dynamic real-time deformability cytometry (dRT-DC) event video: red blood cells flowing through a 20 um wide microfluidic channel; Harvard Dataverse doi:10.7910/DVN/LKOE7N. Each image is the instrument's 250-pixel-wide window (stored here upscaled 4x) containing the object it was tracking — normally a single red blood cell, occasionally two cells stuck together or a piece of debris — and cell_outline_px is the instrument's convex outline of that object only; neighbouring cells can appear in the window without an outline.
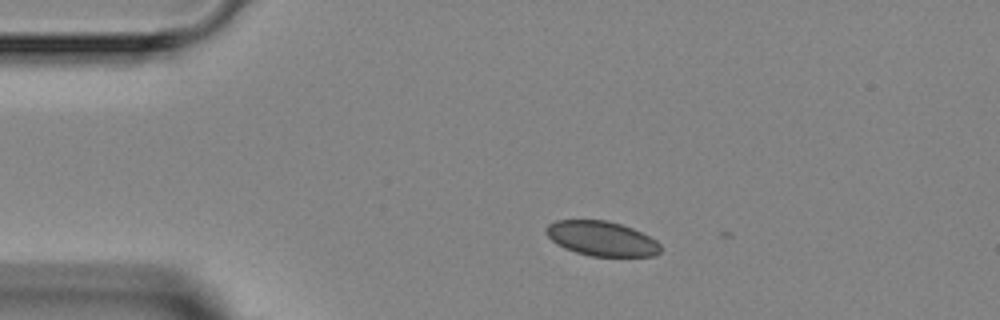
{"species": "Egyptian fruit bat (a non-hibernating species)", "species_latin": "Rousettus aegyptiacus", "temperature_condition": "room temperature", "stored_images_in_passage": 3, "camera_frame_rate_fps": 3000, "um_per_image_px": 0.085, "animal": {"sex": "female"}, "frame": {"image": 1, "passage_image": 2, "time_ms": 1.333, "image_size_px": [1000, 320], "cell_outline_px": [[660, 252], [656, 256], [592, 256], [576, 252], [564, 248], [556, 244], [544, 232], [544, 228], [548, 224], [556, 220], [608, 220], [632, 228], [656, 240], [660, 244]], "centroid_in_image_um": [51.11, 20.27], "position_along_channel_um": 33.9, "area_um2": 23.18}}